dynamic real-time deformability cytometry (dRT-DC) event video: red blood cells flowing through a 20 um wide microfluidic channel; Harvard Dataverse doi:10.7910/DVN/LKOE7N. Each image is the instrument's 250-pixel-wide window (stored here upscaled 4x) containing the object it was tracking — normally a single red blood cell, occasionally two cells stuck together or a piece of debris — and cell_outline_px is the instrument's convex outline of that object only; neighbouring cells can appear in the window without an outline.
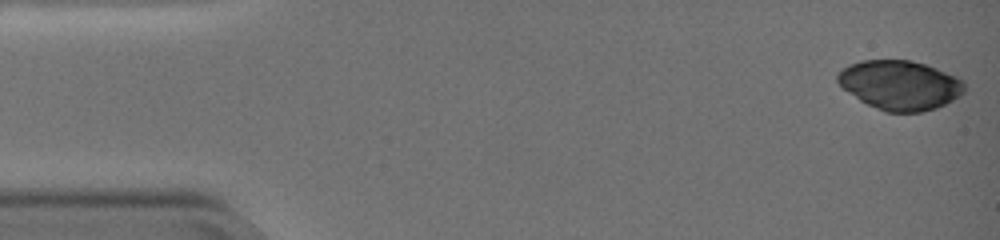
{"species": "common noctule bat (a hibernating species)", "species_latin": "Nyctalus noctula", "temperature_condition": "warm", "stored_images_in_passage": 57, "camera_frame_rate_fps": 3000, "um_per_image_px": 0.085, "animal": {"sex": "female", "body_mass_g": 19.0, "forearm_length_mm": 51.5}, "frame": {"image": 1, "passage_image": 1, "time_ms": 0.0, "image_size_px": [1000, 240], "cell_outline_px": [[964, 92], [960, 96], [936, 108], [920, 112], [884, 112], [860, 100], [848, 92], [836, 80], [836, 76], [848, 64], [860, 60], [912, 60], [936, 68], [956, 76], [964, 80]], "centroid_in_image_um": [76.5, 7.23], "position_along_channel_um": 8.5, "area_um2": 36.41}}